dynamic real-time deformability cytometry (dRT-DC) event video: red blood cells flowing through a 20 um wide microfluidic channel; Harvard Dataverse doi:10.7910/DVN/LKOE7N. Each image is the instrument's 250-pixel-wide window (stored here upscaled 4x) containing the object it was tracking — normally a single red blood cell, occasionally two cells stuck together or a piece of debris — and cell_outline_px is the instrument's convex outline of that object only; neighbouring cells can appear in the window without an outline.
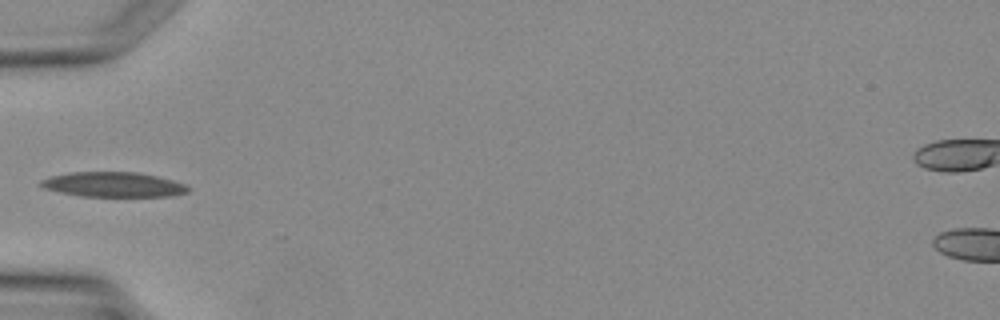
{"species": "Egyptian fruit bat (a non-hibernating species)", "species_latin": "Rousettus aegyptiacus", "temperature_condition": "warm", "stored_images_in_passage": 3, "camera_frame_rate_fps": 3000, "um_per_image_px": 0.085, "animal": {"sex": "female"}, "frame": {"image": 1, "passage_image": 3, "time_ms": 3.333, "image_size_px": [1000, 320], "cell_outline_px": [[192, 188], [188, 192], [172, 196], [80, 196], [60, 192], [44, 188], [40, 184], [40, 180], [48, 176], [68, 172], [136, 172], [156, 176], [172, 180], [184, 184]], "centroid_in_image_um": [9.62, 15.68], "position_along_channel_um": 75.4, "area_um2": 21.39}}